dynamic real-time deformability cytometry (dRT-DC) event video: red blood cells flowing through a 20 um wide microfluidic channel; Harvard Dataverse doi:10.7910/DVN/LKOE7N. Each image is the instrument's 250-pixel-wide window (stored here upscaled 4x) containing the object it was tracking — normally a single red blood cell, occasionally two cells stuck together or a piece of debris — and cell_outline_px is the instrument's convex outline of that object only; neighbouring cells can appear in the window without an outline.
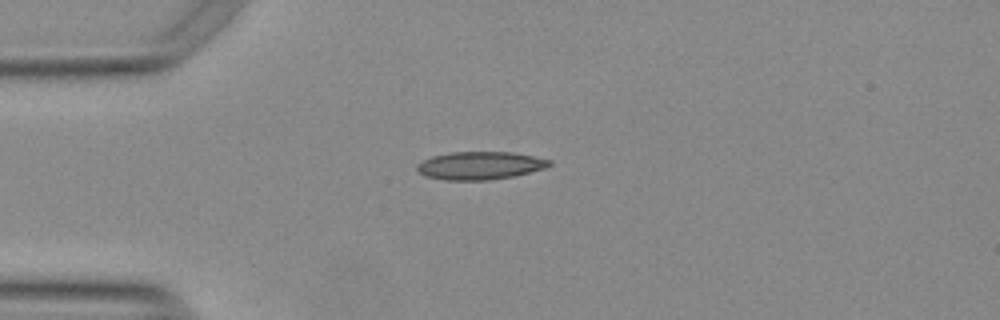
{"species": "Egyptian fruit bat (a non-hibernating species)", "species_latin": "Rousettus aegyptiacus", "temperature_condition": "warm", "stored_images_in_passage": 41, "camera_frame_rate_fps": 3000, "um_per_image_px": 0.085, "animal": {"sex": "female"}, "frame": {"image": 1, "passage_image": 1, "time_ms": 0.0, "image_size_px": [1000, 320], "cell_outline_px": [[552, 164], [544, 168], [512, 176], [488, 180], [444, 180], [424, 176], [416, 168], [416, 164], [432, 156], [452, 152], [512, 152], [552, 160]], "centroid_in_image_um": [40.77, 14.07], "position_along_channel_um": 44.2, "area_um2": 21.39}}
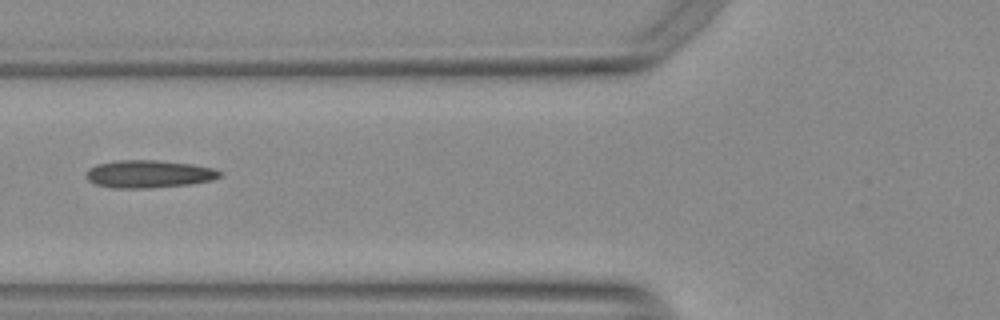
{"frame": {"image": 2, "passage_image": 8, "time_ms": 2.333, "image_size_px": [1000, 320], "cell_outline_px": [[224, 176], [212, 180], [188, 184], [144, 188], [112, 188], [96, 184], [88, 180], [88, 168], [96, 164], [120, 160], [156, 160], [192, 164], [216, 168], [224, 172]], "centroid_in_image_um": [12.72, 14.78], "position_along_channel_um": 113.1, "area_um2": 21.56}}
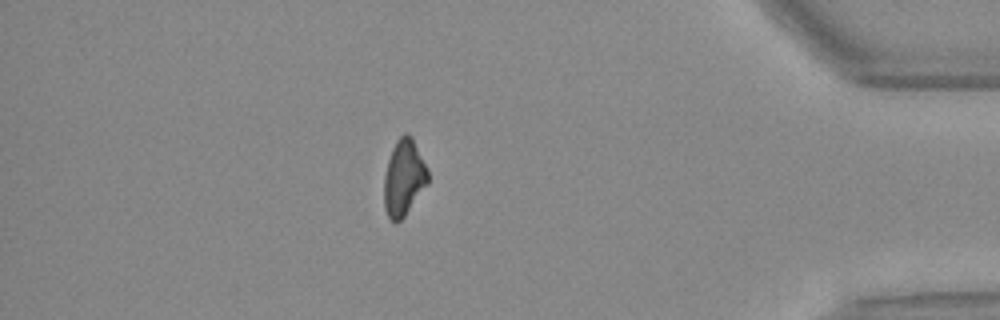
{"frame": {"image": 3, "passage_image": 34, "time_ms": 11.0, "image_size_px": [1000, 320], "cell_outline_px": [[428, 184], [404, 216], [396, 224], [388, 216], [384, 208], [384, 176], [388, 160], [392, 148], [396, 140], [404, 132], [408, 132], [412, 136], [428, 172]], "centroid_in_image_um": [34.31, 15.1], "position_along_channel_um": 400.9, "area_um2": 19.42}, "authors_computed_cell_mechanics": {"area_um2": 20.4612, "velocity_mm_per_s": 3.798, "shape_relaxation_time_tau1_ms": null, "shape_relaxation_time_tau2_ms": 5.0502, "deformation_change_tau1": null, "deformation_change_tau2": 0.1537}}